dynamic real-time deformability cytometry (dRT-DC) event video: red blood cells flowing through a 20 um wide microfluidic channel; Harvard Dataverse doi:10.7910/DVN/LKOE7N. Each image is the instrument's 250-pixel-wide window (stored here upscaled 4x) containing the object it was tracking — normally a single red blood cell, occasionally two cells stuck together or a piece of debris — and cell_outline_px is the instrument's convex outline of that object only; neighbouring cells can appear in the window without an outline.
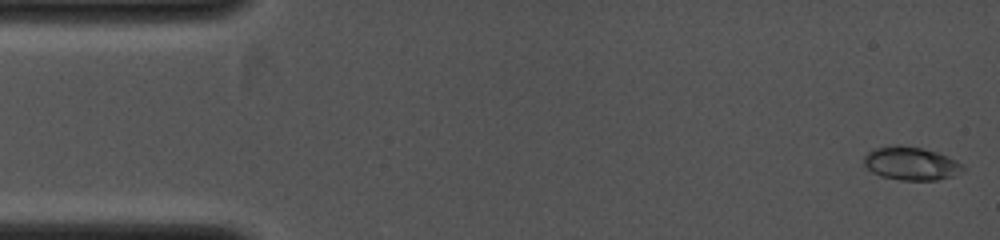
{"species": "common noctule bat (a hibernating species)", "species_latin": "Nyctalus noctula", "temperature_condition": "cold", "stored_images_in_passage": 14, "camera_frame_rate_fps": 4000, "um_per_image_px": 0.085, "animal": {"sex": "female", "body_mass_g": 19.0, "forearm_length_mm": 53.3}, "frame": {"image": 1, "passage_image": 1, "time_ms": 0.0, "image_size_px": [1000, 240], "cell_outline_px": [[964, 172], [952, 176], [936, 180], [900, 180], [880, 176], [872, 172], [864, 164], [864, 156], [868, 152], [876, 148], [896, 144], [900, 144], [920, 148], [936, 152], [948, 156], [956, 160], [964, 168]], "centroid_in_image_um": [77.43, 13.9], "position_along_channel_um": 7.6, "area_um2": 19.19}}
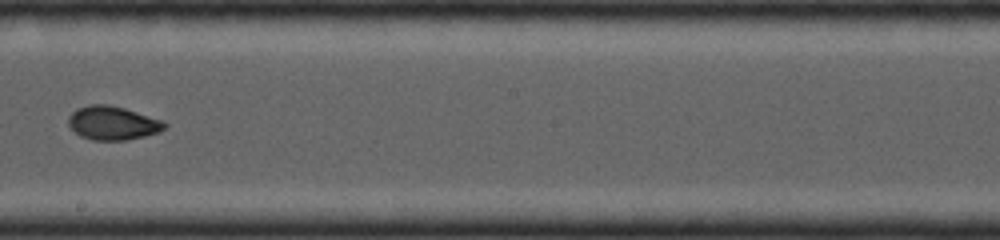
{"frame": {"image": 2, "passage_image": 9, "time_ms": 6.25, "image_size_px": [1000, 240], "cell_outline_px": [[168, 124], [160, 132], [144, 136], [124, 140], [92, 140], [80, 136], [68, 124], [68, 116], [76, 108], [88, 104], [108, 104], [124, 108], [164, 120]], "centroid_in_image_um": [9.58, 10.44], "position_along_channel_um": 238.6, "area_um2": 19.02}}
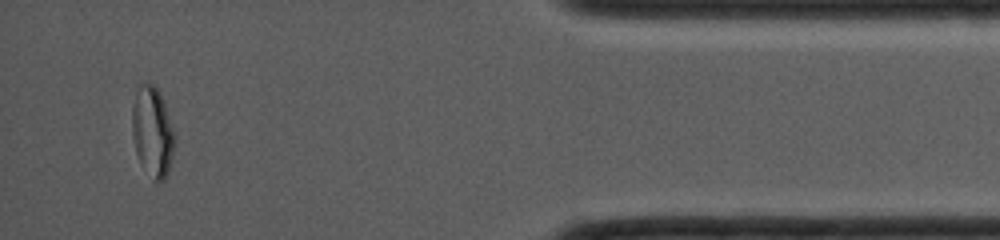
{"frame": {"image": 3, "passage_image": 14, "time_ms": 10.25, "image_size_px": [1000, 240], "cell_outline_px": [[176, 140], [168, 172], [164, 180], [156, 180], [140, 164], [136, 152], [132, 136], [132, 104], [136, 92], [140, 84], [152, 84], [160, 92], [176, 136]], "centroid_in_image_um": [12.96, 11.18], "position_along_channel_um": 422.2, "area_um2": 22.2}}